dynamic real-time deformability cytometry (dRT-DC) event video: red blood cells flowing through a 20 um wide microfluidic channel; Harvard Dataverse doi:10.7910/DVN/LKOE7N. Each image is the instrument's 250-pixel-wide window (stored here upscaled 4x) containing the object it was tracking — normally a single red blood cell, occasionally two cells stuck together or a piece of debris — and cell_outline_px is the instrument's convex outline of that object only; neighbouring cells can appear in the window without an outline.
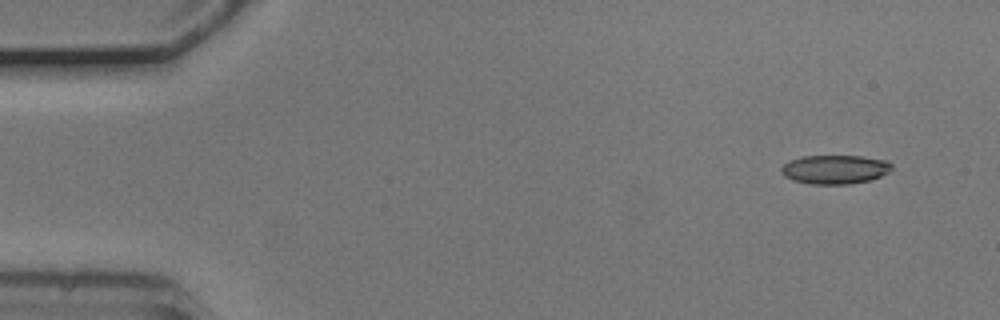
{"species": "common noctule bat (a hibernating species)", "species_latin": "Nyctalus noctula", "temperature_condition": "cold", "stored_images_in_passage": 4, "camera_frame_rate_fps": 3000, "um_per_image_px": 0.085, "animal": {"sex": "male", "body_mass_g": 20.5, "forearm_length_mm": 52.5}, "frame": {"image": 1, "passage_image": 1, "time_ms": 0.0, "image_size_px": [1000, 320], "cell_outline_px": [[892, 168], [888, 172], [880, 176], [868, 180], [848, 184], [812, 184], [792, 180], [784, 176], [780, 172], [780, 168], [788, 160], [804, 156], [860, 156], [888, 160], [892, 164]], "centroid_in_image_um": [70.94, 14.39], "position_along_channel_um": 14.1, "area_um2": 18.67}}
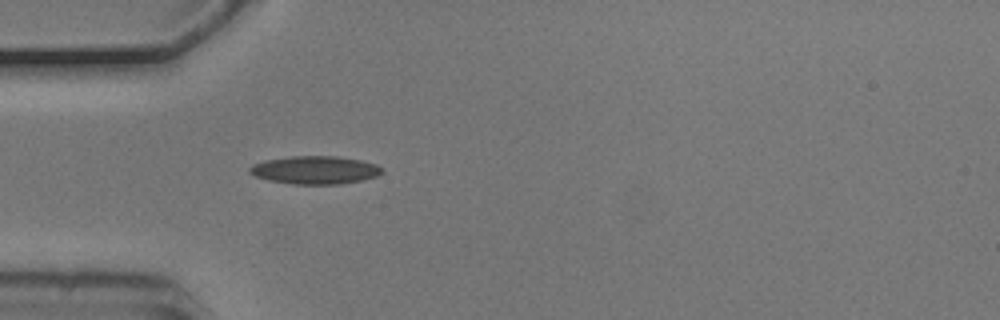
{"frame": {"image": 2, "passage_image": 4, "time_ms": 1.0, "image_size_px": [1000, 320], "cell_outline_px": [[384, 172], [376, 176], [360, 180], [340, 184], [292, 184], [268, 180], [256, 176], [248, 172], [248, 168], [252, 164], [264, 160], [292, 156], [336, 156], [360, 160], [376, 164], [384, 168]], "centroid_in_image_um": [26.76, 14.45], "position_along_channel_um": 58.2, "area_um2": 21.68}}